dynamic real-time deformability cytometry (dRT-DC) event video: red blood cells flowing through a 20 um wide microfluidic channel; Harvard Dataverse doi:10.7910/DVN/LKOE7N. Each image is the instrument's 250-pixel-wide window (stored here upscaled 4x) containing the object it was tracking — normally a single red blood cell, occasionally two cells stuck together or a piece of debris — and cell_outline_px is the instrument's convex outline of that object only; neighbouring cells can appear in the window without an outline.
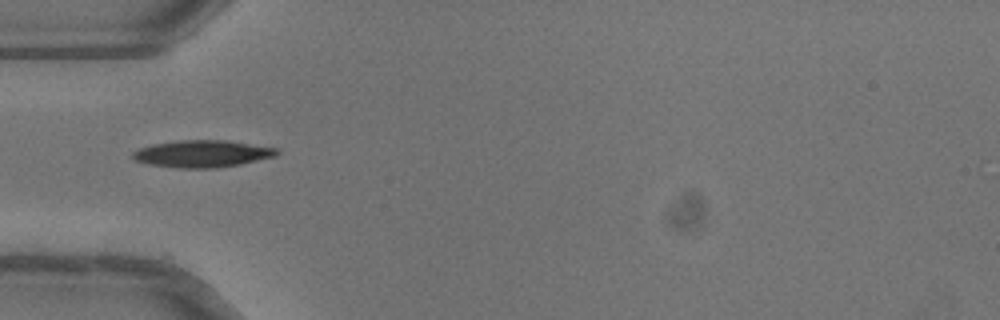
{"species": "common noctule bat (a hibernating species)", "species_latin": "Nyctalus noctula", "temperature_condition": "warm", "stored_images_in_passage": 3, "camera_frame_rate_fps": 3000, "um_per_image_px": 0.085, "animal": {"sex": "female"}, "frame": {"image": 1, "passage_image": 1, "time_ms": 0.0, "image_size_px": [1000, 320], "cell_outline_px": [[280, 152], [276, 156], [240, 164], [216, 168], [180, 168], [148, 164], [136, 160], [132, 156], [132, 152], [140, 148], [152, 144], [180, 140], [224, 140], [276, 148]], "centroid_in_image_um": [17.19, 13.07], "position_along_channel_um": 67.8, "area_um2": 22.54}}